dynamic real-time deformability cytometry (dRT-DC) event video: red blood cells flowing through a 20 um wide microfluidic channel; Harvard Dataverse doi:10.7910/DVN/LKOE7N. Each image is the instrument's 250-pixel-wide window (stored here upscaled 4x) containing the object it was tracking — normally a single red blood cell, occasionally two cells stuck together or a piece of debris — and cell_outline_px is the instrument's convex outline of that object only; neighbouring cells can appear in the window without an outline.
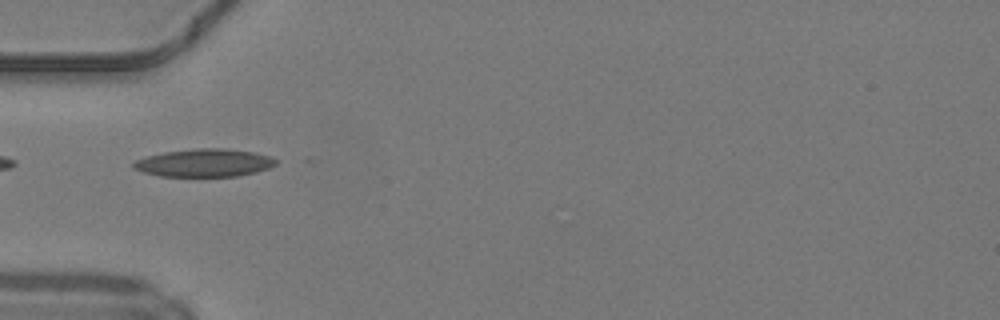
{"species": "common noctule bat (a hibernating species)", "species_latin": "Nyctalus noctula", "temperature_condition": "warm", "stored_images_in_passage": 9, "camera_frame_rate_fps": 3000, "um_per_image_px": 0.085, "animal": {"sex": "male", "body_mass_g": 19.2, "forearm_length_mm": 51.8}, "frame": {"image": 1, "passage_image": 1, "time_ms": 0.0, "image_size_px": [1000, 320], "cell_outline_px": [[276, 164], [268, 168], [256, 172], [236, 176], [160, 176], [144, 172], [132, 168], [132, 164], [136, 160], [148, 156], [164, 152], [196, 148], [224, 148], [256, 152], [268, 156], [276, 160]], "centroid_in_image_um": [17.36, 13.83], "position_along_channel_um": 67.6, "area_um2": 23.0}}
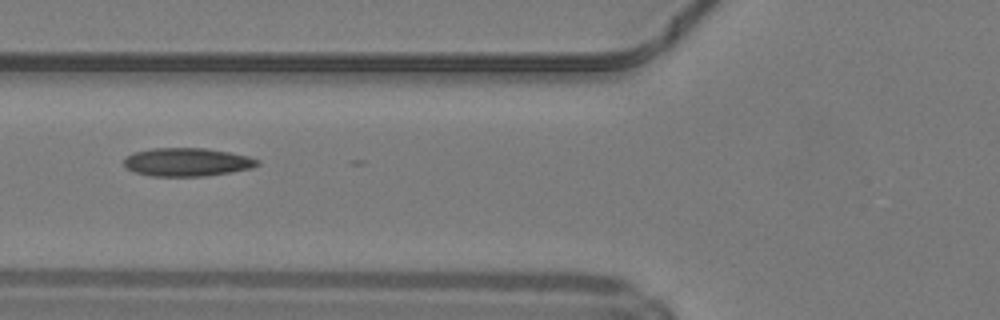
{"frame": {"image": 2, "passage_image": 4, "time_ms": 1.0, "image_size_px": [1000, 320], "cell_outline_px": [[260, 164], [252, 168], [232, 172], [204, 176], [152, 176], [136, 172], [128, 168], [124, 164], [124, 160], [128, 156], [136, 152], [152, 148], [208, 148], [248, 156], [260, 160]], "centroid_in_image_um": [15.96, 13.77], "position_along_channel_um": 109.8, "area_um2": 21.91}}
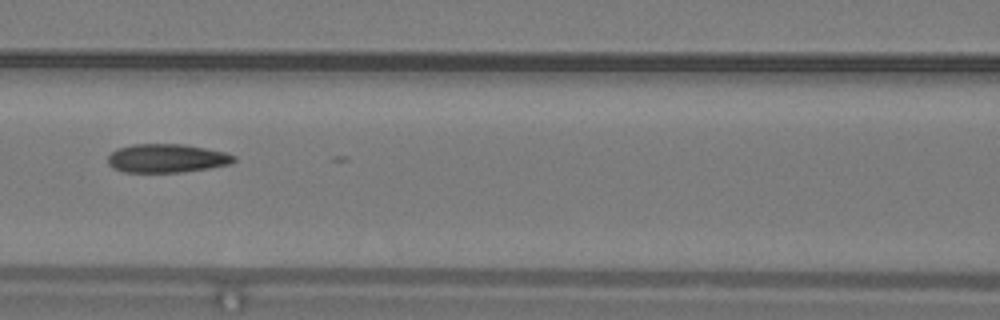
{"frame": {"image": 3, "passage_image": 7, "time_ms": 2.0, "image_size_px": [1000, 320], "cell_outline_px": [[236, 160], [232, 164], [184, 172], [124, 172], [112, 168], [108, 164], [108, 156], [116, 148], [132, 144], [184, 144], [224, 152], [236, 156]], "centroid_in_image_um": [14.16, 13.45], "position_along_channel_um": 152.4, "area_um2": 21.15}}